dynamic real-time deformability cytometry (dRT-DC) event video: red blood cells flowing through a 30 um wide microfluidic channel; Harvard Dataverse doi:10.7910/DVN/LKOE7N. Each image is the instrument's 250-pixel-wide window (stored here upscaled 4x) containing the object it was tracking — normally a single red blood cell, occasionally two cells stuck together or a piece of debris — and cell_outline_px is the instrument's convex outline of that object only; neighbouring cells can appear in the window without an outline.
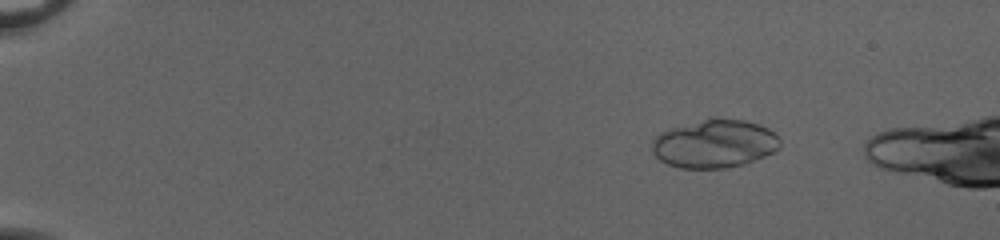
{"species": "common noctule bat (a hibernating species)", "species_latin": "Nyctalus noctula", "temperature_condition": "cold", "stored_images_in_passage": 15, "camera_frame_rate_fps": 3000, "um_per_image_px": 0.085, "animal": {"sex": "female", "body_mass_g": 20.0, "forearm_length_mm": 54.0}, "frame": {"image": 1, "passage_image": 9, "time_ms": 2.667, "image_size_px": [1000, 240], "cell_outline_px": [[780, 148], [764, 156], [744, 164], [724, 168], [680, 168], [668, 164], [660, 160], [652, 152], [652, 140], [660, 132], [672, 128], [712, 116], [716, 116], [744, 120], [760, 124], [768, 128], [780, 140]], "centroid_in_image_um": [60.72, 12.19], "position_along_channel_um": 24.3, "area_um2": 36.24}}